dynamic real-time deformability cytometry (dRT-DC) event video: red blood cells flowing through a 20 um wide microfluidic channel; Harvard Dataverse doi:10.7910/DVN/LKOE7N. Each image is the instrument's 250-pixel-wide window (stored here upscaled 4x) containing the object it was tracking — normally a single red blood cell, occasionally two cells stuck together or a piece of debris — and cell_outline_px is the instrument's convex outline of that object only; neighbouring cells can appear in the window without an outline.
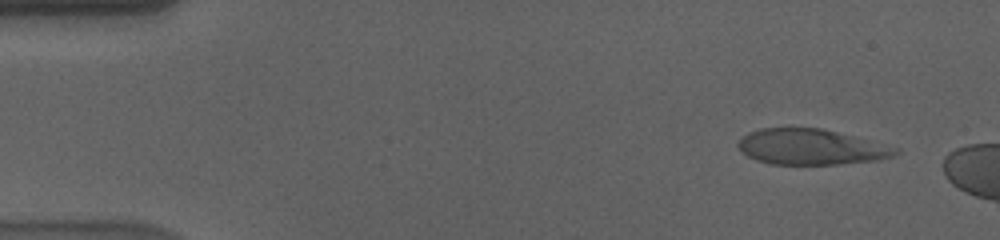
{"species": "human", "species_latin": "Homo sapiens", "temperature_condition": "cold", "stored_images_in_passage": 11, "camera_frame_rate_fps": 3000, "um_per_image_px": 0.085, "donor": {"sex": "male"}, "frame": {"image": 1, "passage_image": 4, "time_ms": 1.0, "image_size_px": [1000, 240], "cell_outline_px": [[900, 152], [892, 156], [880, 160], [836, 164], [768, 164], [756, 160], [748, 156], [736, 144], [748, 132], [760, 128], [820, 128], [900, 148]], "centroid_in_image_um": [68.94, 12.5], "position_along_channel_um": 16.1, "area_um2": 32.37}}